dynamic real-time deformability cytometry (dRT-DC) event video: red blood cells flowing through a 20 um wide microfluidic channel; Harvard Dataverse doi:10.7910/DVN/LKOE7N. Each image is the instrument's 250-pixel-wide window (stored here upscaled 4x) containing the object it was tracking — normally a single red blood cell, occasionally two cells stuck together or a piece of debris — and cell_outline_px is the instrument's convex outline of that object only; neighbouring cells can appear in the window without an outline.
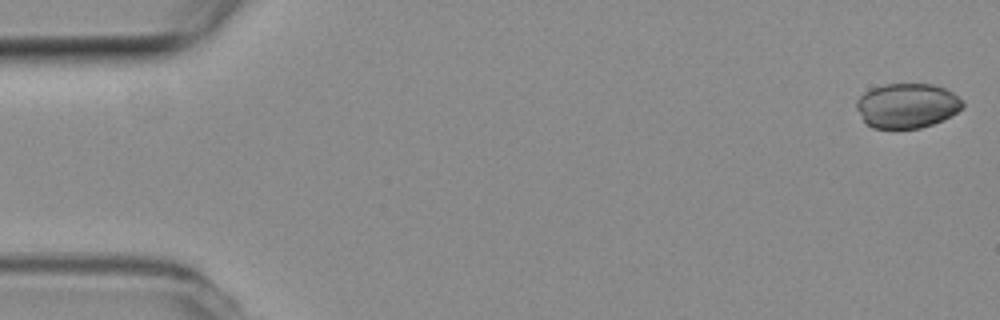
{"species": "common noctule bat (a hibernating species)", "species_latin": "Nyctalus noctula", "temperature_condition": "room temperature", "stored_images_in_passage": 41, "camera_frame_rate_fps": 3000, "um_per_image_px": 0.085, "animal": {"sex": "female", "body_mass_g": 19.3, "forearm_length_mm": 54.1}, "frame": {"image": 1, "passage_image": 1, "time_ms": 0.0, "image_size_px": [1000, 320], "cell_outline_px": [[964, 108], [932, 124], [920, 128], [872, 128], [864, 120], [856, 108], [856, 100], [864, 92], [872, 88], [884, 84], [932, 84], [944, 88], [952, 92], [964, 100]], "centroid_in_image_um": [77.1, 8.97], "position_along_channel_um": 7.9, "area_um2": 27.57}}
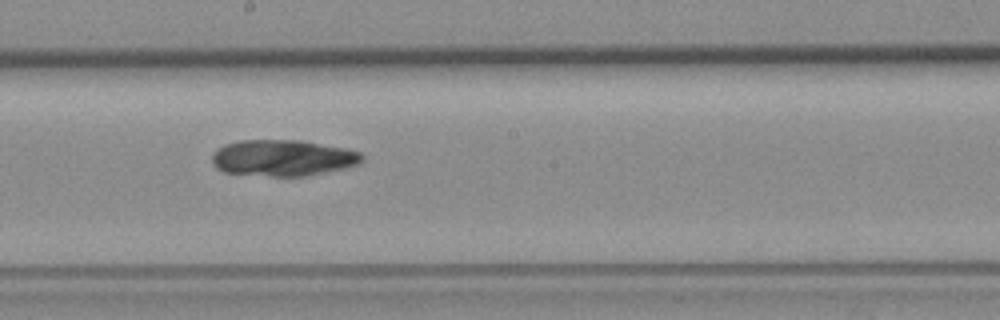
{"frame": {"image": 2, "passage_image": 29, "time_ms": 9.333, "image_size_px": [1000, 320], "cell_outline_px": [[364, 160], [360, 164], [344, 168], [308, 176], [272, 176], [224, 172], [216, 168], [212, 160], [212, 152], [224, 144], [240, 140], [300, 140], [348, 148], [360, 152], [364, 156]], "centroid_in_image_um": [24.07, 13.41], "position_along_channel_um": 224.1, "area_um2": 31.96}}
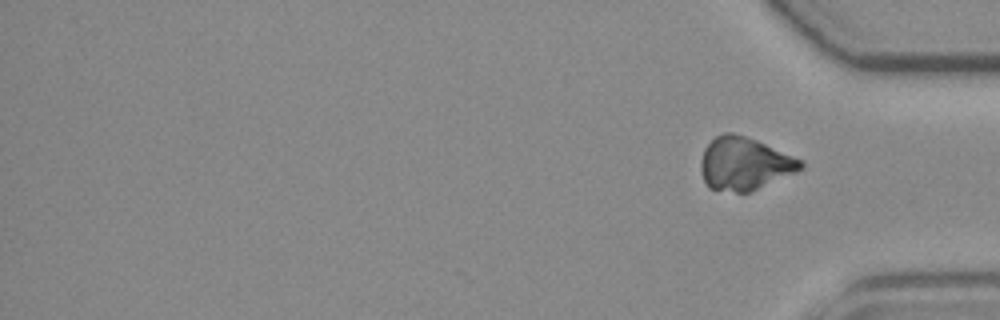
{"frame": {"image": 3, "passage_image": 41, "time_ms": 13.333, "image_size_px": [1000, 320], "cell_outline_px": [[804, 164], [796, 172], [748, 192], [736, 192], [708, 188], [704, 180], [700, 168], [700, 160], [704, 148], [716, 136], [724, 132], [732, 132], [756, 140], [804, 160]], "centroid_in_image_um": [63.25, 13.9], "position_along_channel_um": 371.9, "area_um2": 30.52}}